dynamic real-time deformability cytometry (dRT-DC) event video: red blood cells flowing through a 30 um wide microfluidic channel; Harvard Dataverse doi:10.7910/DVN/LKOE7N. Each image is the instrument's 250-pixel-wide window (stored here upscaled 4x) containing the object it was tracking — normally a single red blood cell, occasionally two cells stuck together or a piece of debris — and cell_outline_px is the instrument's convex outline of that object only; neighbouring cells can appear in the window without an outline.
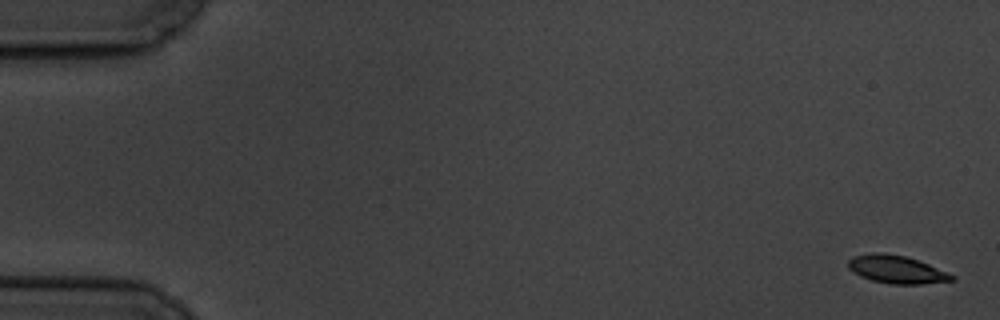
{"species": "common noctule bat (a hibernating species)", "species_latin": "Nyctalus noctula", "temperature_condition": "cold", "stored_images_in_passage": 5, "camera_frame_rate_fps": 3000, "um_per_image_px": 0.085, "animal": {"sex": "male", "body_mass_g": 19.5, "forearm_length_mm": 54.6}, "frame": {"image": 1, "passage_image": 1, "time_ms": 0.0, "image_size_px": [1000, 320], "cell_outline_px": [[956, 280], [920, 284], [892, 284], [872, 280], [860, 276], [852, 272], [848, 268], [848, 260], [852, 256], [872, 252], [884, 252], [904, 256], [928, 264], [948, 272], [956, 276]], "centroid_in_image_um": [76.19, 22.89], "position_along_channel_um": 8.8, "area_um2": 16.94}}
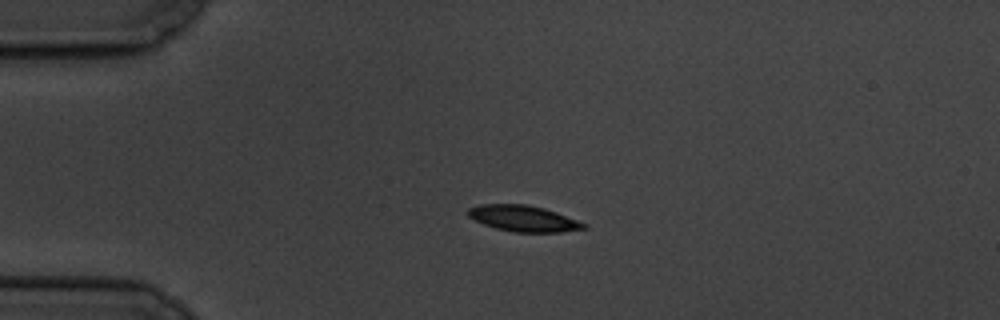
{"frame": {"image": 2, "passage_image": 4, "time_ms": 4.333, "image_size_px": [1000, 320], "cell_outline_px": [[588, 228], [560, 232], [512, 232], [496, 228], [484, 224], [468, 216], [468, 208], [480, 204], [528, 204], [544, 208], [556, 212], [588, 224]], "centroid_in_image_um": [44.52, 18.57], "position_along_channel_um": 40.5, "area_um2": 17.57}}